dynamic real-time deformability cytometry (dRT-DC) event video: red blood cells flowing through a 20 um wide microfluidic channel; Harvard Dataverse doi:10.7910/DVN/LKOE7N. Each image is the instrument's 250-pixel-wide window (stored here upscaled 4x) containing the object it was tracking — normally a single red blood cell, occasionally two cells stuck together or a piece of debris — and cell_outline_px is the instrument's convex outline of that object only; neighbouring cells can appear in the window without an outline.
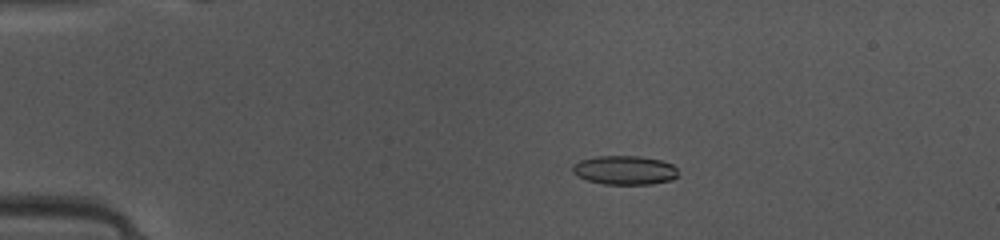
{"species": "common noctule bat (a hibernating species)", "species_latin": "Nyctalus noctula", "temperature_condition": "warm", "stored_images_in_passage": 47, "camera_frame_rate_fps": 3000, "um_per_image_px": 0.085, "animal": {"sex": "female", "body_mass_g": 10.0, "forearm_length_mm": 53.1}, "frame": {"image": 1, "passage_image": 8, "time_ms": 2.333, "image_size_px": [1000, 240], "cell_outline_px": [[676, 176], [672, 180], [652, 184], [604, 184], [588, 180], [576, 176], [572, 172], [572, 164], [580, 160], [596, 156], [640, 156], [660, 160], [672, 164], [676, 168]], "centroid_in_image_um": [53.06, 14.46], "position_along_channel_um": 31.9, "area_um2": 17.86}}
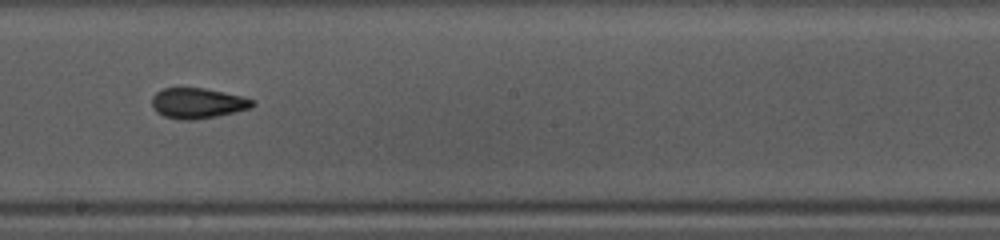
{"frame": {"image": 2, "passage_image": 26, "time_ms": 8.333, "image_size_px": [1000, 240], "cell_outline_px": [[256, 104], [252, 108], [216, 116], [192, 120], [184, 120], [164, 116], [156, 112], [152, 104], [152, 96], [156, 92], [164, 88], [204, 88], [244, 96], [256, 100]], "centroid_in_image_um": [16.84, 8.76], "position_along_channel_um": 231.4, "area_um2": 17.92}}
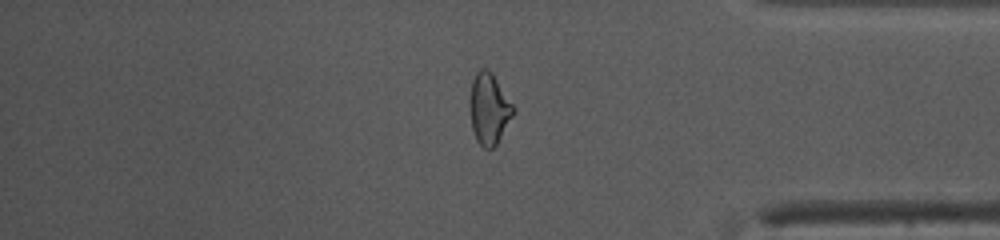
{"frame": {"image": 3, "passage_image": 39, "time_ms": 12.667, "image_size_px": [1000, 240], "cell_outline_px": [[516, 112], [496, 144], [492, 148], [484, 148], [476, 140], [472, 128], [472, 80], [476, 72], [480, 68], [488, 68], [492, 72], [512, 104]], "centroid_in_image_um": [41.61, 9.24], "position_along_channel_um": 393.6, "area_um2": 17.46}, "authors_computed_cell_mechanics": {"area_um2": 17.6868, "velocity_mm_per_s": 4.1361, "shape_relaxation_time_tau1_ms": null, "shape_relaxation_time_tau2_ms": 1.3668, "deformation_change_tau1": null, "deformation_change_tau2": 0.0741}}